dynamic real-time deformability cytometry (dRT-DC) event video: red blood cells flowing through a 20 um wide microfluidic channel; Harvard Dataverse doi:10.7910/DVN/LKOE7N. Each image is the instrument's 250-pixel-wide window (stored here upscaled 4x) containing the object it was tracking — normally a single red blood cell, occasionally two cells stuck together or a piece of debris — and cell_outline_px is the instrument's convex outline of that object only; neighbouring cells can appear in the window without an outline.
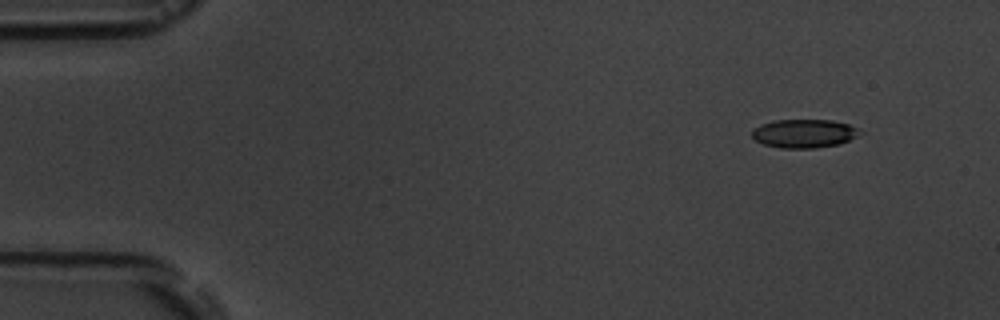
{"species": "common noctule bat (a hibernating species)", "species_latin": "Nyctalus noctula", "temperature_condition": "room temperature", "stored_images_in_passage": 7, "camera_frame_rate_fps": 3000, "um_per_image_px": 0.085, "animal": {"sex": "male", "body_mass_g": 19.5, "forearm_length_mm": 54.6}, "frame": {"image": 1, "passage_image": 7, "time_ms": 7.0, "image_size_px": [1000, 320], "cell_outline_px": [[864, 132], [840, 144], [816, 148], [780, 148], [764, 144], [756, 140], [752, 136], [752, 128], [760, 124], [772, 120], [832, 120], [848, 124], [860, 128]], "centroid_in_image_um": [68.35, 11.34], "position_along_channel_um": 16.6, "area_um2": 18.15}}